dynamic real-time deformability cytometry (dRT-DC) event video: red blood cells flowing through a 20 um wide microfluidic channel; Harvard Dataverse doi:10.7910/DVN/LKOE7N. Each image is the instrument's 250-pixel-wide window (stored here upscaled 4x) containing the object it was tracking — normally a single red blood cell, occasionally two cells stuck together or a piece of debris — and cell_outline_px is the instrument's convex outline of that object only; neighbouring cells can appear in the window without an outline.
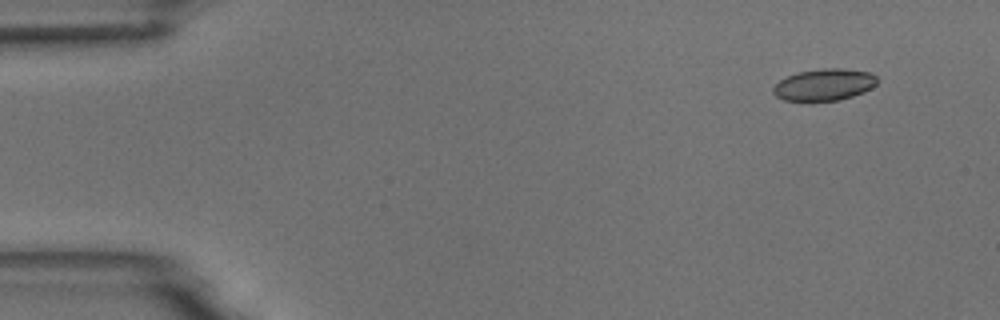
{"species": "common noctule bat (a hibernating species)", "species_latin": "Nyctalus noctula", "temperature_condition": "room temperature", "stored_images_in_passage": 4, "camera_frame_rate_fps": 3000, "um_per_image_px": 0.085, "animal": {"sex": "male", "body_mass_g": 18.8}, "frame": {"image": 1, "passage_image": 1, "time_ms": 0.0, "image_size_px": [1000, 320], "cell_outline_px": [[880, 80], [872, 88], [864, 92], [840, 100], [812, 104], [784, 100], [776, 96], [772, 92], [772, 88], [780, 80], [796, 72], [824, 68], [844, 68], [872, 72]], "centroid_in_image_um": [70.06, 7.24], "position_along_channel_um": 14.9, "area_um2": 20.17}}
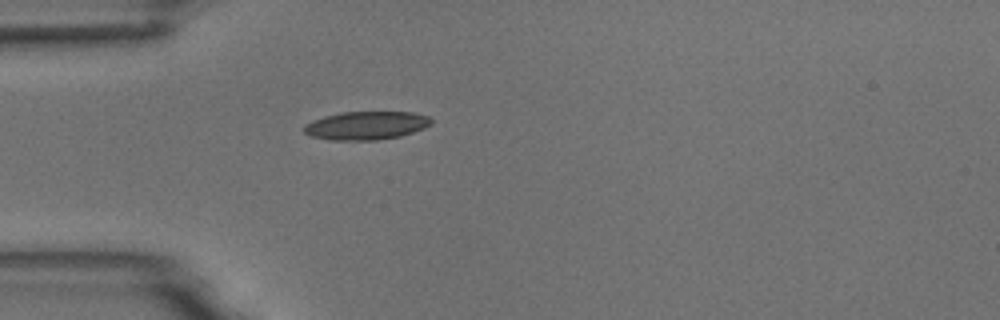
{"frame": {"image": 2, "passage_image": 4, "time_ms": 3.667, "image_size_px": [1000, 320], "cell_outline_px": [[432, 124], [424, 128], [400, 136], [376, 140], [328, 140], [312, 136], [304, 132], [304, 124], [312, 120], [324, 116], [340, 112], [412, 112], [428, 116], [432, 120]], "centroid_in_image_um": [31.11, 10.66], "position_along_channel_um": 53.9, "area_um2": 21.04}}